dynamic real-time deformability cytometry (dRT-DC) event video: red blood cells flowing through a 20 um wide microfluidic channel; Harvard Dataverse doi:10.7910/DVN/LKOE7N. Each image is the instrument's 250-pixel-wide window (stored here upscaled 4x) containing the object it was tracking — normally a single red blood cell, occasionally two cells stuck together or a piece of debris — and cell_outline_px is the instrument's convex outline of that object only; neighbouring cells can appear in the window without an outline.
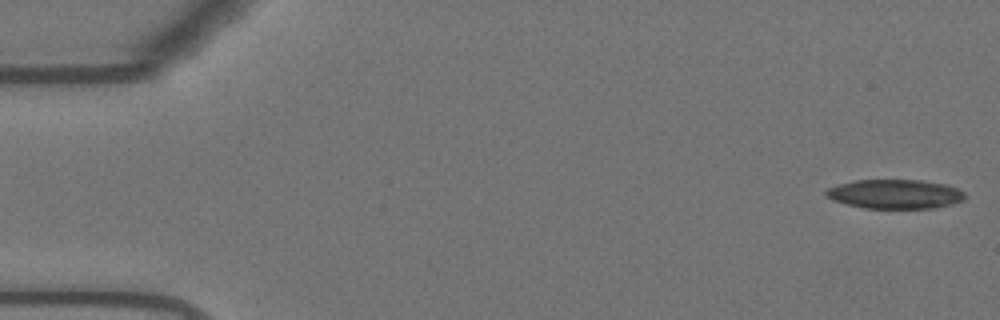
{"species": "Egyptian fruit bat (a non-hibernating species)", "species_latin": "Rousettus aegyptiacus", "temperature_condition": "warm", "stored_images_in_passage": 55, "camera_frame_rate_fps": 3000, "um_per_image_px": 0.085, "animal": {"sex": "female"}, "frame": {"image": 1, "passage_image": 1, "time_ms": 0.0, "image_size_px": [1000, 320], "cell_outline_px": [[964, 200], [952, 204], [936, 208], [864, 208], [832, 200], [824, 192], [828, 188], [840, 184], [856, 180], [920, 180], [948, 184], [964, 192]], "centroid_in_image_um": [76.11, 16.49], "position_along_channel_um": 8.9, "area_um2": 23.58}}
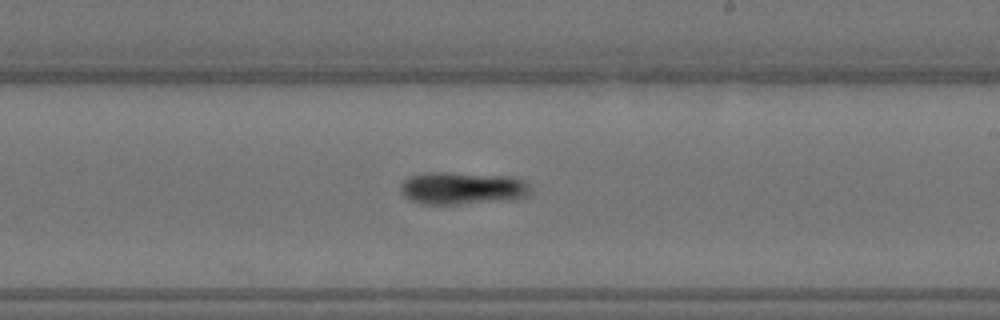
{"frame": {"image": 2, "passage_image": 32, "time_ms": 10.333, "image_size_px": [1000, 320], "cell_outline_px": [[532, 192], [528, 196], [456, 204], [420, 204], [408, 200], [400, 192], [400, 184], [408, 176], [424, 172], [452, 172], [508, 176], [524, 180], [528, 184]], "centroid_in_image_um": [39.2, 15.97], "position_along_channel_um": 249.8, "area_um2": 24.57}}
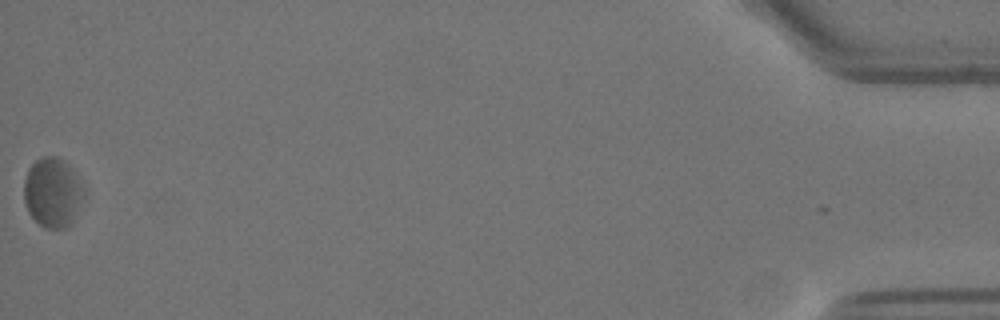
{"frame": {"image": 3, "passage_image": 55, "time_ms": 18.0, "image_size_px": [1000, 320], "cell_outline_px": [[84, 196], [72, 224], [64, 228], [44, 228], [28, 212], [24, 200], [24, 180], [28, 168], [40, 156], [56, 156], [64, 160], [84, 184]], "centroid_in_image_um": [4.48, 16.35], "position_along_channel_um": 430.7, "area_um2": 24.51}, "authors_computed_cell_mechanics": {"area_um2": 23.8714, "velocity_mm_per_s": 3.6378, "shape_relaxation_time_tau1_ms": 4.3478, "shape_relaxation_time_tau2_ms": null, "deformation_change_tau1": 0.1502, "deformation_change_tau2": null}}